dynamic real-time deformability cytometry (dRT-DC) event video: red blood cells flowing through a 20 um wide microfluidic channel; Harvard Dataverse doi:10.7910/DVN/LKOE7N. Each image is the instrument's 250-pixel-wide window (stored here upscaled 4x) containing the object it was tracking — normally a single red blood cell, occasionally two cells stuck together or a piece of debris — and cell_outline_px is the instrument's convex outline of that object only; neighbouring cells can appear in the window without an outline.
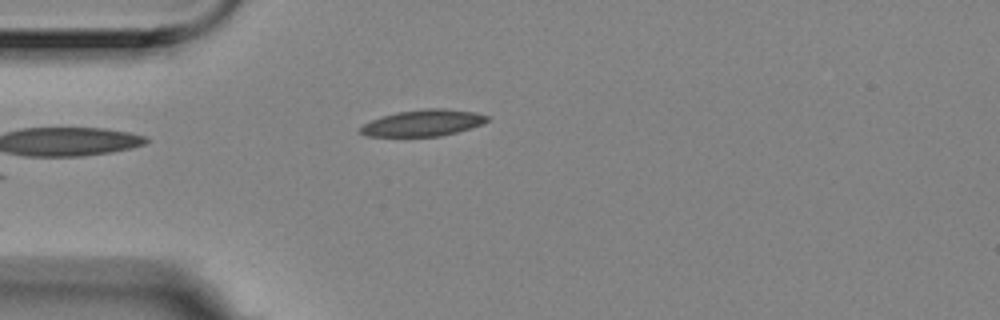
{"species": "Egyptian fruit bat (a non-hibernating species)", "species_latin": "Rousettus aegyptiacus", "temperature_condition": "room temperature", "stored_images_in_passage": 4, "camera_frame_rate_fps": 3000, "um_per_image_px": 0.085, "animal": {"sex": "female"}, "frame": {"image": 1, "passage_image": 4, "time_ms": 1.0, "image_size_px": [1000, 320], "cell_outline_px": [[488, 120], [480, 124], [456, 132], [440, 136], [368, 136], [360, 132], [360, 128], [364, 124], [372, 120], [396, 112], [424, 108], [444, 108], [476, 112], [488, 116]], "centroid_in_image_um": [35.96, 10.44], "position_along_channel_um": 49.0, "area_um2": 19.25}}